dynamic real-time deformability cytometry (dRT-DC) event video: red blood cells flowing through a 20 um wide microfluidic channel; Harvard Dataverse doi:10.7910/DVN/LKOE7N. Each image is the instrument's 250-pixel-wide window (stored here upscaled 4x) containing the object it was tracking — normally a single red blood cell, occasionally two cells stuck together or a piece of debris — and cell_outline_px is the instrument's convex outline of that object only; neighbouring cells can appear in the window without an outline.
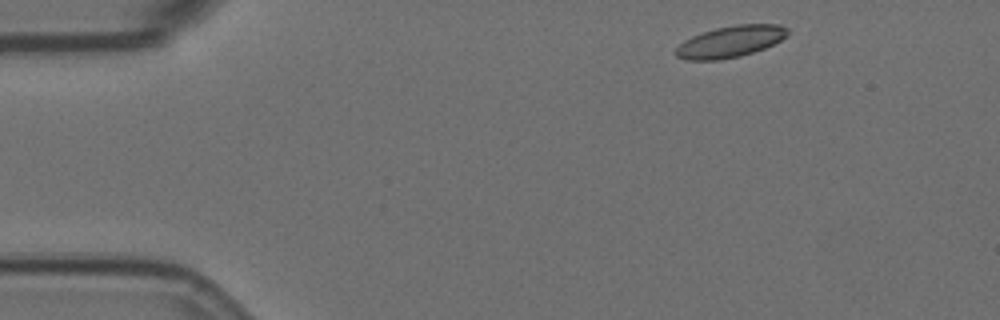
{"species": "Egyptian fruit bat (a non-hibernating species)", "species_latin": "Rousettus aegyptiacus", "temperature_condition": "room temperature", "stored_images_in_passage": 5, "camera_frame_rate_fps": 3000, "um_per_image_px": 0.085, "animal": {"sex": "female"}, "frame": {"image": 1, "passage_image": 1, "time_ms": 0.0, "image_size_px": [1000, 320], "cell_outline_px": [[788, 32], [780, 40], [764, 48], [740, 56], [716, 60], [684, 60], [676, 56], [676, 48], [684, 40], [692, 36], [716, 28], [736, 24], [780, 24], [788, 28]], "centroid_in_image_um": [62.06, 3.53], "position_along_channel_um": 22.9, "area_um2": 20.29}}
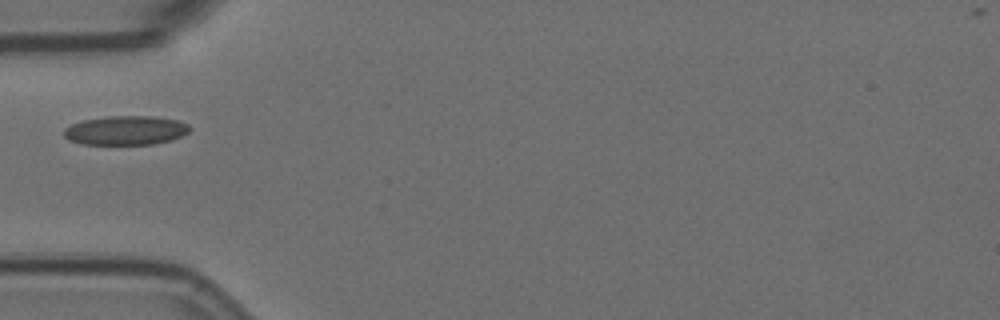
{"frame": {"image": 2, "passage_image": 4, "time_ms": 1.0, "image_size_px": [1000, 320], "cell_outline_px": [[192, 128], [188, 132], [172, 140], [152, 144], [80, 144], [68, 140], [64, 136], [64, 128], [72, 124], [84, 120], [108, 116], [152, 116], [176, 120], [188, 124]], "centroid_in_image_um": [10.68, 11.08], "position_along_channel_um": 74.3, "area_um2": 21.33}}
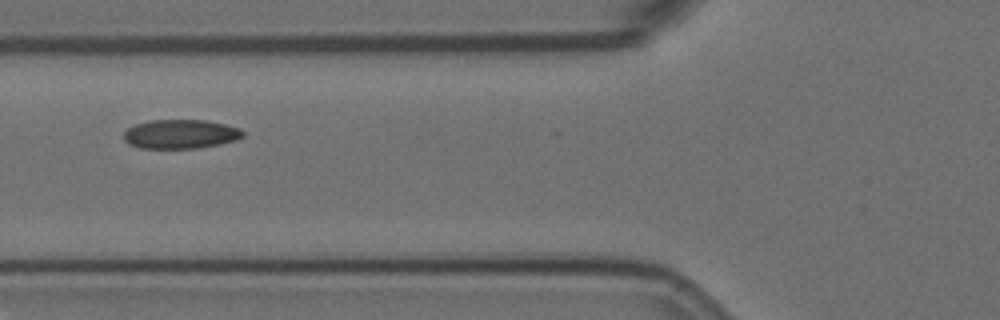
{"frame": {"image": 3, "passage_image": 5, "time_ms": 1.333, "image_size_px": [1000, 320], "cell_outline_px": [[244, 136], [236, 140], [220, 144], [196, 148], [140, 148], [128, 144], [124, 140], [124, 132], [128, 128], [136, 124], [148, 120], [204, 120], [224, 124], [240, 128], [244, 132]], "centroid_in_image_um": [15.34, 11.39], "position_along_channel_um": 110.5, "area_um2": 20.23}}